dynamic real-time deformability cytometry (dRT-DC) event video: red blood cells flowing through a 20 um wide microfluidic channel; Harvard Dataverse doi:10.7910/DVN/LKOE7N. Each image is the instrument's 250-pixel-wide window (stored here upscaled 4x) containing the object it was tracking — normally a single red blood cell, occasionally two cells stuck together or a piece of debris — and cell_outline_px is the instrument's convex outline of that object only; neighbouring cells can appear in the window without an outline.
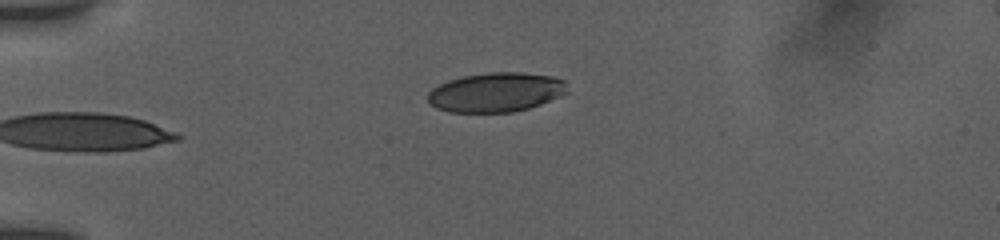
{"species": "human", "species_latin": "Homo sapiens", "temperature_condition": "room temperature", "stored_images_in_passage": 6, "camera_frame_rate_fps": 3000, "um_per_image_px": 0.085, "donor": {"sex": "female"}, "frame": {"image": 1, "passage_image": 6, "time_ms": 5.667, "image_size_px": [1000, 240], "cell_outline_px": [[568, 92], [560, 96], [540, 104], [528, 108], [512, 112], [448, 112], [436, 108], [420, 100], [432, 88], [448, 80], [464, 76], [488, 72], [520, 72], [552, 76], [564, 80]], "centroid_in_image_um": [42.06, 7.85], "position_along_channel_um": 42.9, "area_um2": 32.43}}